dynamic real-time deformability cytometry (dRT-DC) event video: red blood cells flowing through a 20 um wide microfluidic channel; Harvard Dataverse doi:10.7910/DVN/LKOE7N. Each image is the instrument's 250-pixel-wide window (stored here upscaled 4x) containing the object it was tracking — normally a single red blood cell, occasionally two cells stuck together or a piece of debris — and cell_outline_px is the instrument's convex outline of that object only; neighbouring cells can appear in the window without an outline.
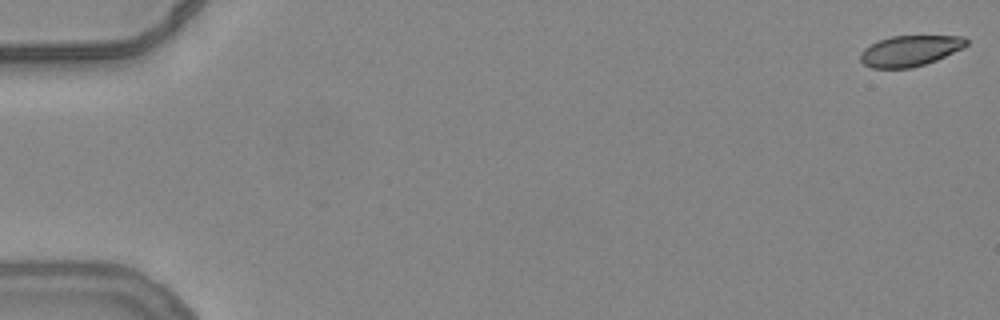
{"species": "common noctule bat (a hibernating species)", "species_latin": "Nyctalus noctula", "temperature_condition": "warm", "stored_images_in_passage": 55, "camera_frame_rate_fps": 3000, "um_per_image_px": 0.085, "animal": {"sex": "female", "body_mass_g": 24.6, "forearm_length_mm": 56.2}, "frame": {"image": 1, "passage_image": 1, "time_ms": 0.0, "image_size_px": [1000, 320], "cell_outline_px": [[968, 44], [964, 48], [936, 60], [912, 68], [872, 68], [864, 64], [860, 60], [860, 52], [864, 48], [880, 40], [892, 36], [964, 36], [968, 40]], "centroid_in_image_um": [77.36, 4.32], "position_along_channel_um": 7.6, "area_um2": 18.96}}
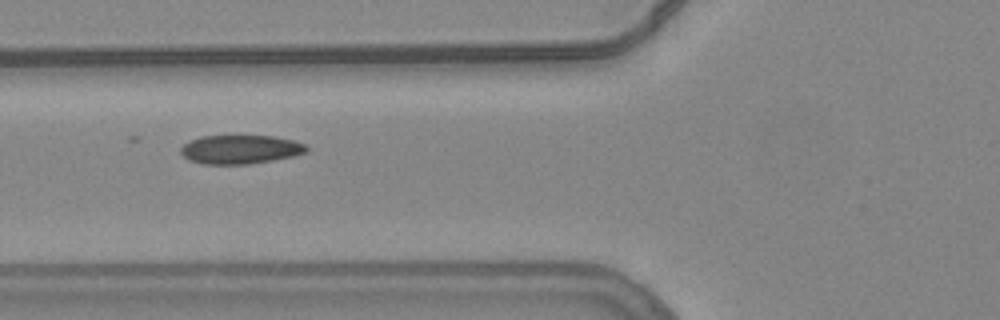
{"frame": {"image": 2, "passage_image": 22, "time_ms": 7.0, "image_size_px": [1000, 320], "cell_outline_px": [[308, 152], [292, 156], [272, 160], [248, 164], [204, 164], [188, 160], [180, 152], [180, 148], [184, 144], [200, 136], [276, 136], [292, 140], [304, 144], [308, 148]], "centroid_in_image_um": [20.42, 12.7], "position_along_channel_um": 105.4, "area_um2": 21.04}}
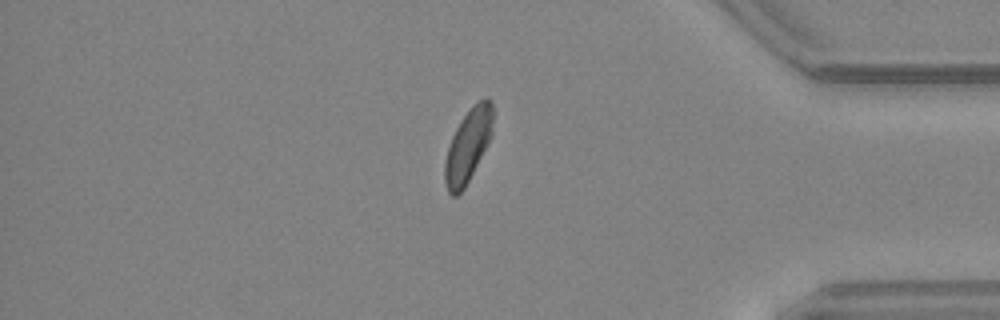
{"frame": {"image": 3, "passage_image": 47, "time_ms": 15.333, "image_size_px": [1000, 320], "cell_outline_px": [[492, 136], [464, 188], [456, 196], [452, 196], [448, 192], [444, 184], [444, 164], [448, 148], [452, 136], [460, 120], [472, 104], [476, 100], [488, 96], [492, 100]], "centroid_in_image_um": [39.78, 12.33], "position_along_channel_um": 395.4, "area_um2": 20.58}, "authors_computed_cell_mechanics": {"area_um2": 21.097, "velocity_mm_per_s": 3.815, "shape_relaxation_time_tau1_ms": 7.7759, "shape_relaxation_time_tau2_ms": null, "deformation_change_tau1": 0.1733, "deformation_change_tau2": null}}